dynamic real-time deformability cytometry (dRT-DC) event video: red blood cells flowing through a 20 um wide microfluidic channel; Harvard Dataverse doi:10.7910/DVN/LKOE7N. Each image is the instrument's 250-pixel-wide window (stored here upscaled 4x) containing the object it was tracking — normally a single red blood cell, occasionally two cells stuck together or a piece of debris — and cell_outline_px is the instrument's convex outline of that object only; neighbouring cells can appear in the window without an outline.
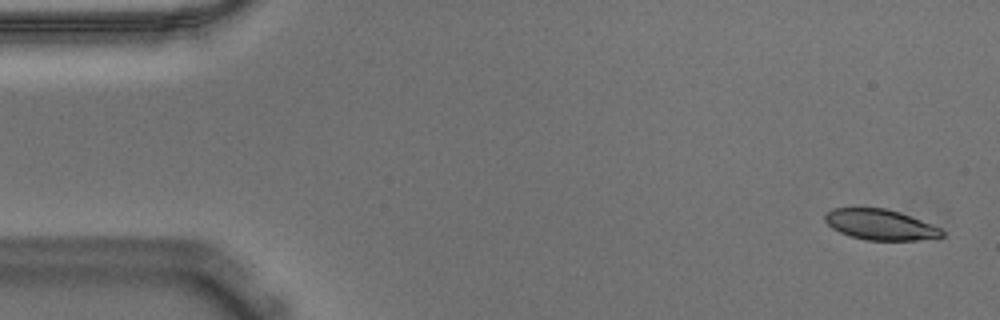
{"species": "Egyptian fruit bat (a non-hibernating species)", "species_latin": "Rousettus aegyptiacus", "temperature_condition": "warm", "stored_images_in_passage": 55, "camera_frame_rate_fps": 3000, "um_per_image_px": 0.085, "animal": {"sex": "male"}, "frame": {"image": 1, "passage_image": 2, "time_ms": 0.333, "image_size_px": [1000, 320], "cell_outline_px": [[944, 236], [916, 240], [864, 240], [840, 232], [832, 228], [824, 220], [824, 216], [832, 208], [884, 208], [900, 212], [932, 224], [940, 228], [944, 232]], "centroid_in_image_um": [74.82, 19.09], "position_along_channel_um": 10.2, "area_um2": 20.69}}
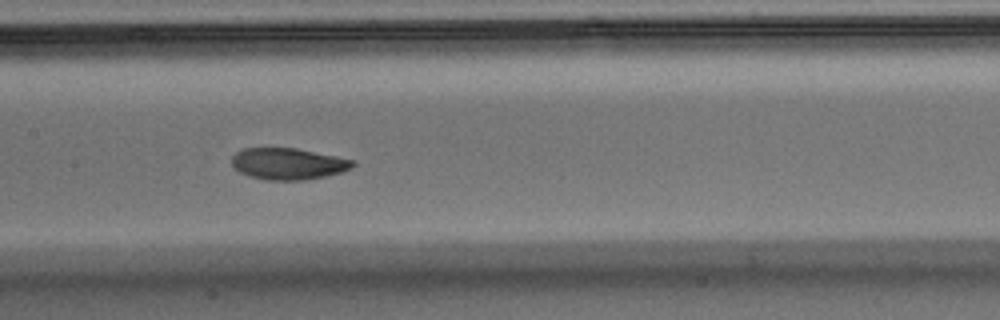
{"frame": {"image": 2, "passage_image": 26, "time_ms": 8.333, "image_size_px": [1000, 320], "cell_outline_px": [[356, 164], [352, 168], [340, 172], [324, 176], [304, 180], [268, 180], [252, 176], [240, 172], [232, 168], [232, 156], [236, 152], [244, 148], [296, 148], [356, 160]], "centroid_in_image_um": [24.5, 13.91], "position_along_channel_um": 182.9, "area_um2": 22.2}}
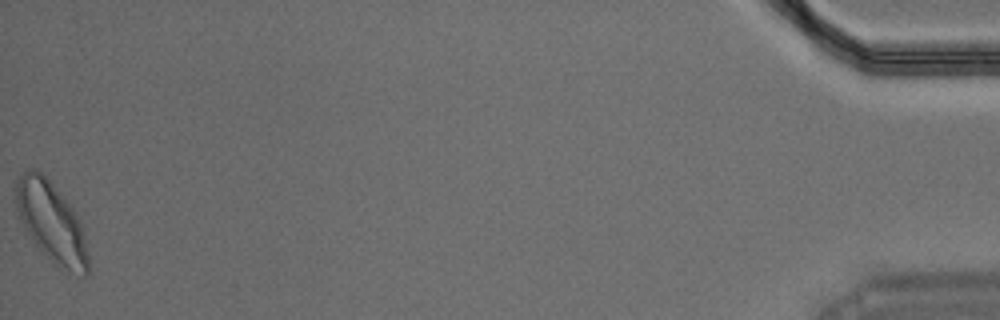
{"frame": {"image": 3, "passage_image": 55, "time_ms": 18.0, "image_size_px": [1000, 320], "cell_outline_px": [[88, 276], [84, 276], [60, 264], [36, 248], [24, 228], [16, 212], [16, 176], [24, 168], [36, 168], [72, 204], [80, 220], [88, 252]], "centroid_in_image_um": [4.33, 18.78], "position_along_channel_um": 430.9, "area_um2": 33.76}, "authors_computed_cell_mechanics": {"area_um2": 22.8888, "velocity_mm_per_s": 3.6272, "shape_relaxation_time_tau1_ms": 3.2357, "shape_relaxation_time_tau2_ms": 3.2909, "deformation_change_tau1": 0.1365, "deformation_change_tau2": 0.0793}}